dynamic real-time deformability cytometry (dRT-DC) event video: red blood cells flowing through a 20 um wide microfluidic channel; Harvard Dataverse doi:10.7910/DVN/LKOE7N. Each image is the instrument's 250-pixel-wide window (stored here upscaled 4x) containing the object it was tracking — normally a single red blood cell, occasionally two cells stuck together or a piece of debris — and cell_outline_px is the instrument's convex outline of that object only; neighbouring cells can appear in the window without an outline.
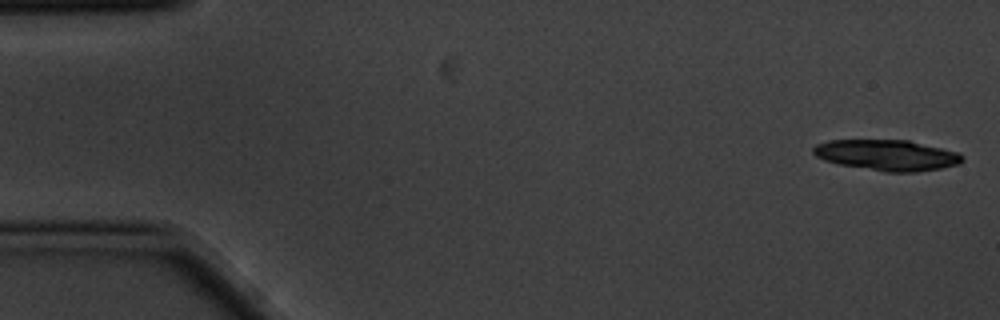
{"species": "common noctule bat (a hibernating species)", "species_latin": "Nyctalus noctula", "temperature_condition": "cold", "stored_images_in_passage": 9, "segment_of_instrument_passage": [1, 2], "camera_frame_rate_fps": 3000, "um_per_image_px": 0.085, "animal": {"sex": "male", "body_mass_g": 20.1, "forearm_length_mm": 53.5}, "frame": {"image": 1, "passage_image": 1, "time_ms": 0.0, "image_size_px": [1000, 320], "cell_outline_px": [[964, 160], [960, 164], [940, 168], [916, 172], [884, 172], [840, 164], [824, 160], [816, 156], [812, 152], [812, 148], [816, 144], [828, 140], [908, 140], [960, 152], [964, 156]], "centroid_in_image_um": [75.42, 13.18], "position_along_channel_um": 9.6, "area_um2": 26.88}}